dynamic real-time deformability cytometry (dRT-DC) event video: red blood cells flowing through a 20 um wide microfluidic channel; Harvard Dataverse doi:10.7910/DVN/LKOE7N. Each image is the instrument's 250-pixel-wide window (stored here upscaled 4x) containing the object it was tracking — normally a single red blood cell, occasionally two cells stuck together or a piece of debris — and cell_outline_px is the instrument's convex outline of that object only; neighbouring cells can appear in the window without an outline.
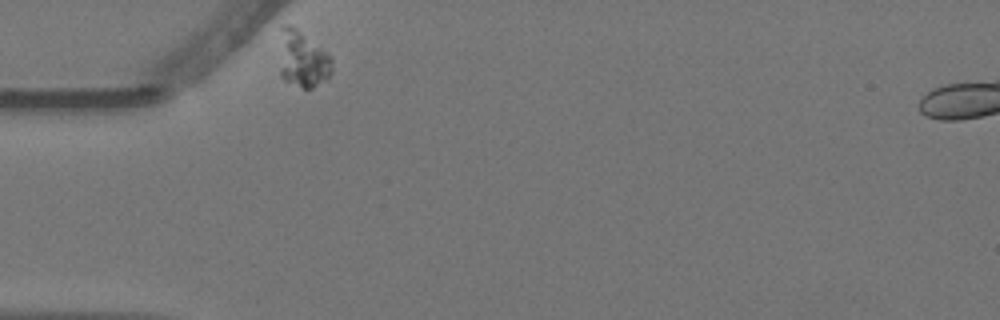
{"species": "Egyptian fruit bat (a non-hibernating species)", "species_latin": "Rousettus aegyptiacus", "temperature_condition": "warm", "stored_images_in_passage": 41, "camera_frame_rate_fps": 3000, "um_per_image_px": 0.085, "animal": {"sex": "female"}, "frame": {"image": 1, "passage_image": 1, "time_ms": 0.0, "image_size_px": [1000, 320], "cell_outline_px": [[332, 72], [328, 80], [312, 88], [300, 88], [284, 80], [280, 76], [280, 24], [292, 24], [328, 52], [332, 56]], "centroid_in_image_um": [25.73, 5.01], "position_along_channel_um": 59.3, "area_um2": 17.98}}
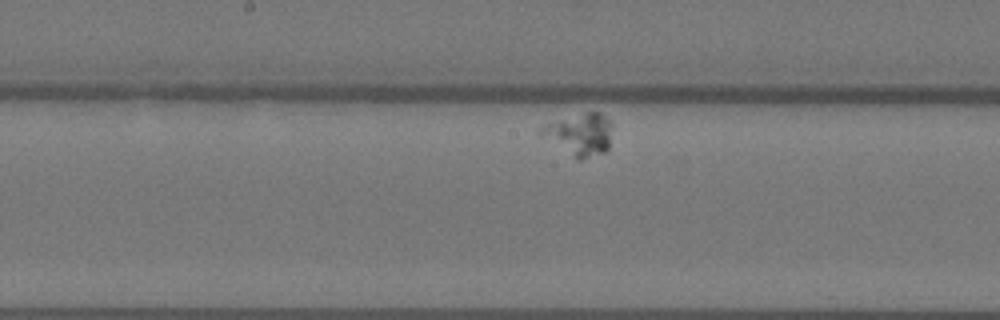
{"frame": {"image": 2, "passage_image": 19, "time_ms": 6.0, "image_size_px": [1000, 320], "cell_outline_px": [[612, 128], [608, 148], [604, 152], [580, 160], [540, 136], [536, 132], [540, 128], [548, 124], [584, 112], [600, 112], [612, 124]], "centroid_in_image_um": [49.28, 11.42], "position_along_channel_um": 198.9, "area_um2": 17.11}}
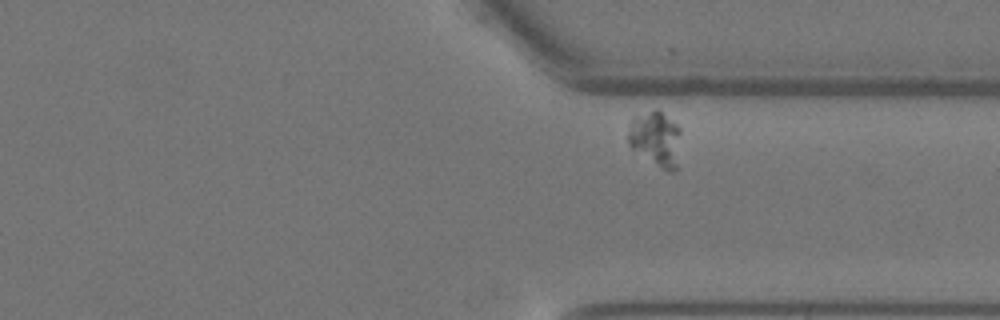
{"frame": {"image": 3, "passage_image": 36, "time_ms": 11.667, "image_size_px": [1000, 320], "cell_outline_px": [[680, 132], [676, 168], [672, 172], [668, 172], [660, 168], [632, 148], [628, 144], [628, 124], [632, 116], [656, 108], [676, 124], [680, 128]], "centroid_in_image_um": [55.69, 11.77], "position_along_channel_um": 355.7, "area_um2": 16.94}}